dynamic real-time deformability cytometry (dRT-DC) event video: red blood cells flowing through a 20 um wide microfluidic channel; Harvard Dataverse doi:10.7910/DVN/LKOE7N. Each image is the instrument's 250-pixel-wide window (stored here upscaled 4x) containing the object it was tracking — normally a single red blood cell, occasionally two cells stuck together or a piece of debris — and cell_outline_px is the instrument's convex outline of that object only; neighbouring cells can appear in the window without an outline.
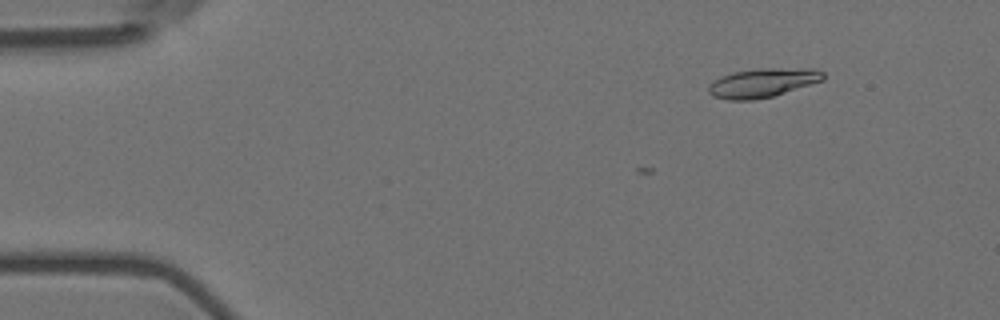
{"species": "Egyptian fruit bat (a non-hibernating species)", "species_latin": "Rousettus aegyptiacus", "temperature_condition": "room temperature", "stored_images_in_passage": 2, "camera_frame_rate_fps": 3000, "um_per_image_px": 0.085, "animal": {"sex": "female"}, "frame": {"image": 1, "passage_image": 2, "time_ms": 0.333, "image_size_px": [1000, 320], "cell_outline_px": [[824, 80], [772, 96], [752, 100], [728, 100], [712, 96], [708, 92], [708, 84], [720, 76], [732, 72], [760, 68], [816, 68], [824, 72]], "centroid_in_image_um": [64.81, 7.02], "position_along_channel_um": 20.2, "area_um2": 19.54}}